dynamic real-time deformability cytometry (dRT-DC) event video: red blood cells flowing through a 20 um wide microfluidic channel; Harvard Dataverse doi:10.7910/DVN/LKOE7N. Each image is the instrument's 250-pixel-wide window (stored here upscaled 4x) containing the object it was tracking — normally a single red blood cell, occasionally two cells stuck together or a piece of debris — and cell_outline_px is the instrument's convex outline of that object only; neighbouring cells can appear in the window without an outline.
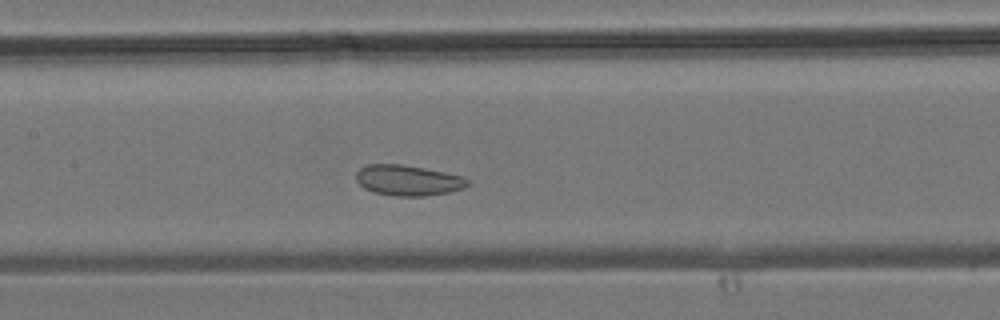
{"species": "common noctule bat (a hibernating species)", "species_latin": "Nyctalus noctula", "temperature_condition": "room temperature", "stored_images_in_passage": 31, "camera_frame_rate_fps": 3000, "um_per_image_px": 0.085, "animal": {"sex": "male", "body_mass_g": 19.2, "forearm_length_mm": 51.8}, "frame": {"image": 1, "passage_image": 13, "time_ms": 4.0, "image_size_px": [1000, 320], "cell_outline_px": [[468, 184], [464, 188], [448, 192], [424, 196], [396, 196], [376, 192], [364, 188], [356, 180], [356, 172], [360, 168], [368, 164], [400, 164], [424, 168], [464, 176], [468, 180]], "centroid_in_image_um": [34.68, 15.32], "position_along_channel_um": 172.7, "area_um2": 19.71}}
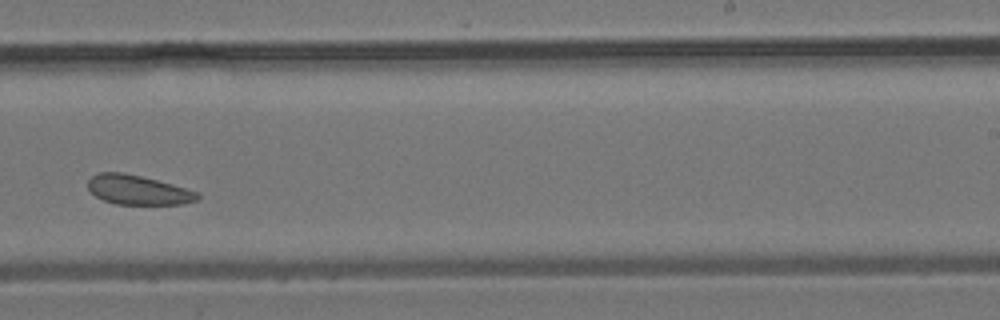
{"frame": {"image": 2, "passage_image": 19, "time_ms": 6.0, "image_size_px": [1000, 320], "cell_outline_px": [[200, 196], [196, 200], [184, 204], [116, 204], [104, 200], [96, 196], [88, 188], [88, 180], [92, 176], [100, 172], [124, 172], [172, 184], [200, 192]], "centroid_in_image_um": [11.74, 16.14], "position_along_channel_um": 277.3, "area_um2": 18.73}}
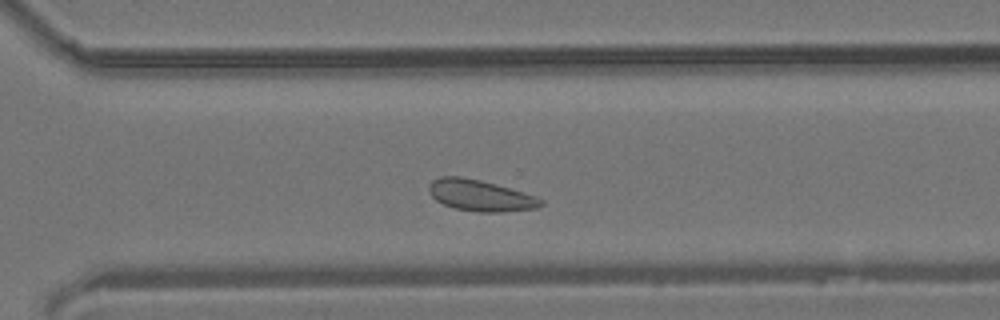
{"frame": {"image": 3, "passage_image": 22, "time_ms": 7.0, "image_size_px": [1000, 320], "cell_outline_px": [[544, 204], [536, 208], [500, 212], [480, 212], [456, 208], [444, 204], [436, 200], [432, 196], [428, 188], [428, 184], [432, 180], [440, 176], [460, 176], [480, 180], [496, 184], [536, 196], [544, 200]], "centroid_in_image_um": [40.82, 16.61], "position_along_channel_um": 329.8, "area_um2": 20.29}}